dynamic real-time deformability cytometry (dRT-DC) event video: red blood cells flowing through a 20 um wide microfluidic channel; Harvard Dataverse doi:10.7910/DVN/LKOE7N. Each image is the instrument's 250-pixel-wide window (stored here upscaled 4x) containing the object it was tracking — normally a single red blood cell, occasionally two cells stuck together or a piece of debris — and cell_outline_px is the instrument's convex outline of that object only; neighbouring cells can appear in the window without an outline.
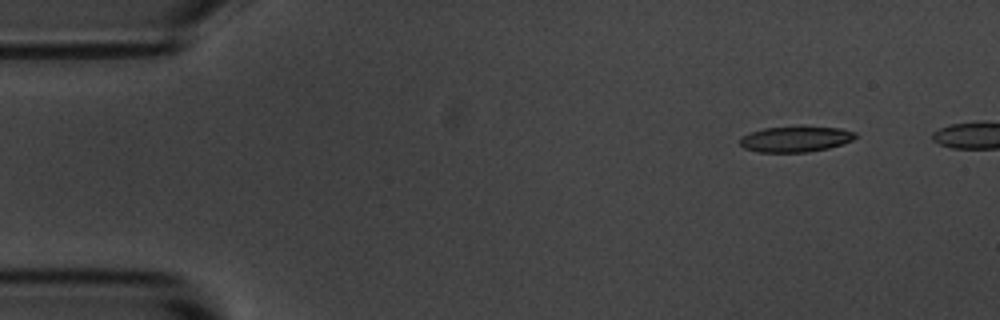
{"species": "common noctule bat (a hibernating species)", "species_latin": "Nyctalus noctula", "temperature_condition": "room temperature", "stored_images_in_passage": 22, "camera_frame_rate_fps": 3000, "um_per_image_px": 0.085, "animal": {"sex": "male", "body_mass_g": 20.1, "forearm_length_mm": 53.5}, "frame": {"image": 1, "passage_image": 1, "time_ms": 0.0, "image_size_px": [1000, 320], "cell_outline_px": [[856, 136], [852, 140], [828, 148], [808, 152], [756, 152], [744, 148], [740, 144], [740, 136], [764, 128], [800, 124], [804, 124], [840, 128], [856, 132]], "centroid_in_image_um": [67.62, 11.78], "position_along_channel_um": 17.4, "area_um2": 17.92}}
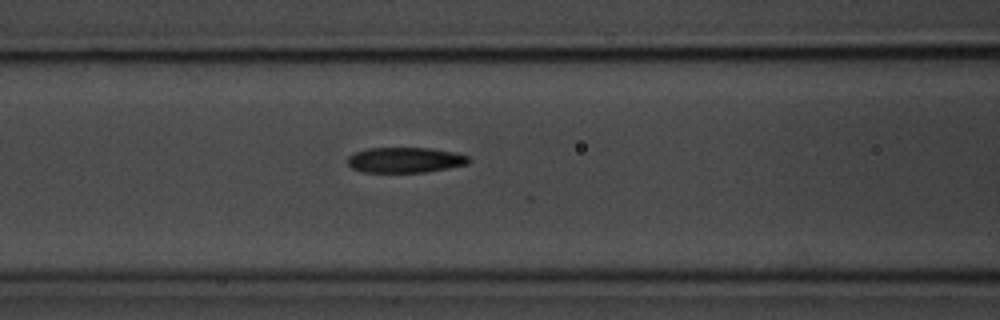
{"frame": {"image": 2, "passage_image": 18, "time_ms": 5.667, "image_size_px": [1000, 320], "cell_outline_px": [[472, 160], [468, 164], [448, 168], [424, 172], [360, 172], [352, 168], [348, 164], [348, 156], [356, 152], [368, 148], [432, 148], [456, 152], [468, 156]], "centroid_in_image_um": [34.46, 13.6], "position_along_channel_um": 132.1, "area_um2": 18.03}}
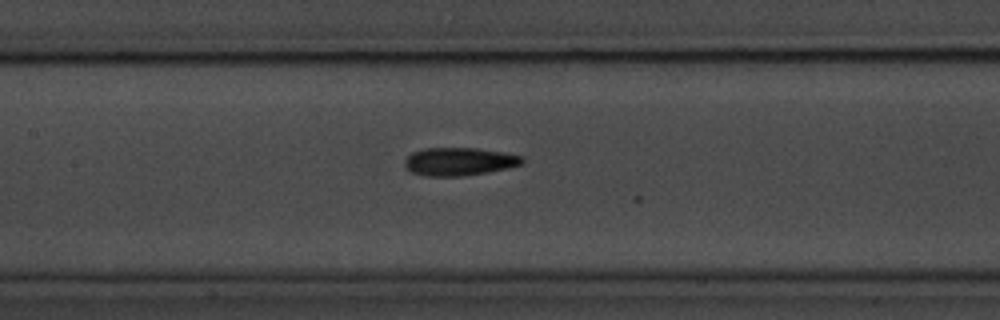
{"frame": {"image": 3, "passage_image": 21, "time_ms": 6.667, "image_size_px": [1000, 320], "cell_outline_px": [[524, 160], [520, 164], [508, 168], [488, 172], [460, 176], [428, 176], [412, 172], [404, 168], [404, 160], [412, 152], [424, 148], [476, 148], [504, 152], [524, 156]], "centroid_in_image_um": [39.02, 13.72], "position_along_channel_um": 168.4, "area_um2": 19.25}}